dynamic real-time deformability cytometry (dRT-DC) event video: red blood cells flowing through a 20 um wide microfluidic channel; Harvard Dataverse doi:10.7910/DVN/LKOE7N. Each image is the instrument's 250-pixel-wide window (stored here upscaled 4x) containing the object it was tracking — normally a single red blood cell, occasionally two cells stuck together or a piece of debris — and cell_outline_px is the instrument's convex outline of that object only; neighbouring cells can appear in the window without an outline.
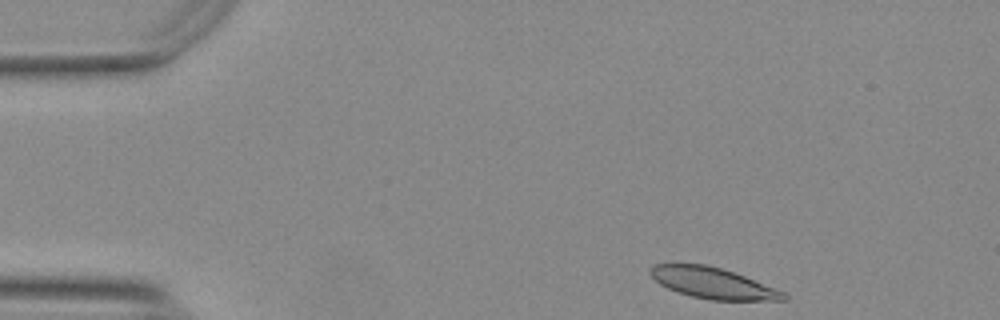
{"species": "Egyptian fruit bat (a non-hibernating species)", "species_latin": "Rousettus aegyptiacus", "temperature_condition": "warm", "stored_images_in_passage": 49, "segment_of_instrument_passage": [1, 2], "camera_frame_rate_fps": 3000, "um_per_image_px": 0.085, "animal": {"sex": "female"}, "frame": {"image": 1, "passage_image": 1, "time_ms": 0.0, "image_size_px": [1000, 320], "cell_outline_px": [[788, 300], [712, 300], [692, 296], [668, 288], [660, 284], [648, 272], [648, 268], [652, 264], [708, 264], [744, 276], [784, 292], [788, 296]], "centroid_in_image_um": [60.56, 24.05], "position_along_channel_um": 24.4, "area_um2": 23.76}}
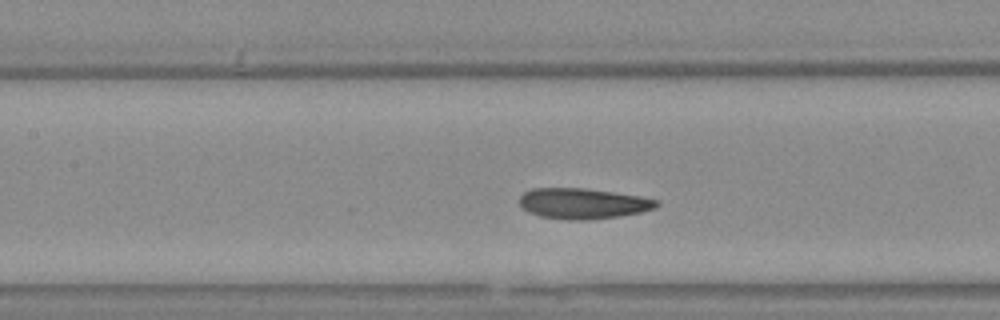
{"frame": {"image": 2, "passage_image": 18, "time_ms": 5.667, "image_size_px": [1000, 320], "cell_outline_px": [[660, 204], [656, 208], [640, 212], [620, 216], [588, 220], [564, 220], [540, 216], [528, 212], [520, 204], [520, 196], [524, 192], [532, 188], [584, 188], [612, 192], [660, 200]], "centroid_in_image_um": [49.54, 17.3], "position_along_channel_um": 157.9, "area_um2": 24.45}}
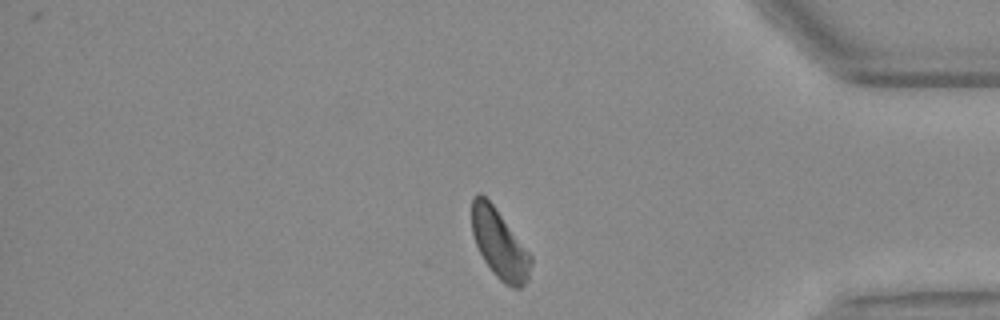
{"frame": {"image": 3, "passage_image": 39, "time_ms": 12.667, "image_size_px": [1000, 320], "cell_outline_px": [[532, 264], [528, 280], [520, 288], [512, 288], [504, 284], [492, 272], [484, 260], [476, 244], [472, 232], [472, 200], [476, 192], [480, 192], [492, 204], [532, 256]], "centroid_in_image_um": [42.46, 20.77], "position_along_channel_um": 392.7, "area_um2": 23.52}}